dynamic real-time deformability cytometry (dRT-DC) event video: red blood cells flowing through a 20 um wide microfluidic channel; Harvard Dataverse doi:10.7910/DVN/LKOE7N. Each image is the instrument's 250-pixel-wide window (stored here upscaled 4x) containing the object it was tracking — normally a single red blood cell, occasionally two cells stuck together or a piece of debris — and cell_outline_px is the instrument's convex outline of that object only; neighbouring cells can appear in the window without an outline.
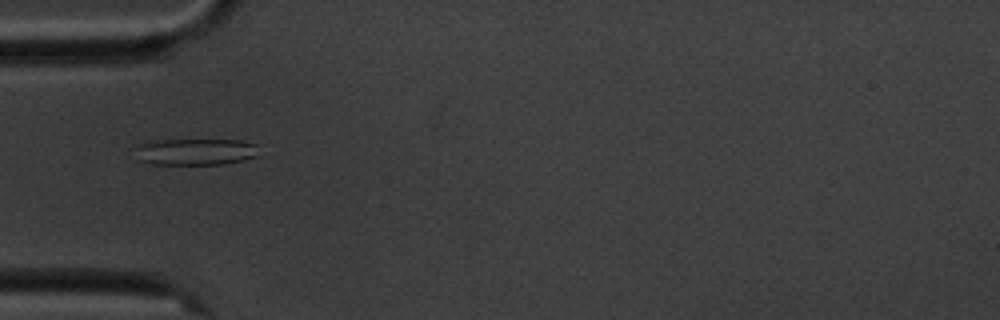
{"species": "common noctule bat (a hibernating species)", "species_latin": "Nyctalus noctula", "temperature_condition": "cold", "stored_images_in_passage": 7, "camera_frame_rate_fps": 3000, "um_per_image_px": 0.085, "animal": {"sex": "male", "body_mass_g": 20.1, "forearm_length_mm": 53.5}, "frame": {"image": 1, "passage_image": 5, "time_ms": 4.667, "image_size_px": [1000, 320], "cell_outline_px": [[256, 156], [224, 164], [152, 164], [136, 160], [132, 148], [132, 144], [156, 140], [240, 140], [256, 144]], "centroid_in_image_um": [16.44, 12.89], "position_along_channel_um": 68.6, "area_um2": 19.48}}
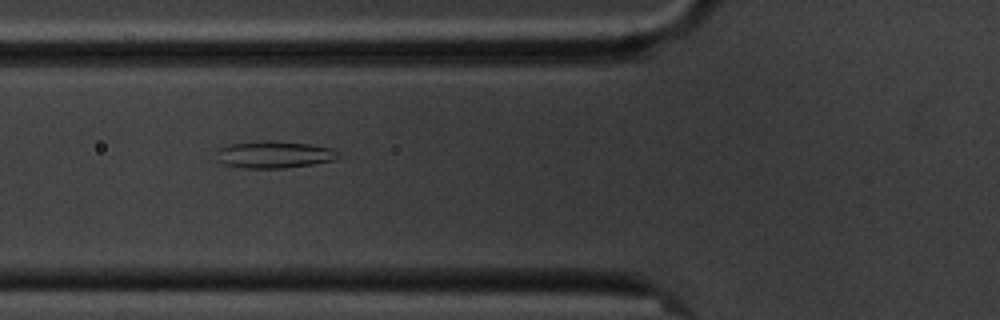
{"frame": {"image": 2, "passage_image": 6, "time_ms": 5.667, "image_size_px": [1000, 320], "cell_outline_px": [[340, 152], [336, 160], [312, 164], [284, 168], [240, 168], [224, 164], [216, 160], [216, 148], [228, 144], [268, 140], [308, 144], [332, 148]], "centroid_in_image_um": [23.25, 13.14], "position_along_channel_um": 102.5, "area_um2": 19.42}}